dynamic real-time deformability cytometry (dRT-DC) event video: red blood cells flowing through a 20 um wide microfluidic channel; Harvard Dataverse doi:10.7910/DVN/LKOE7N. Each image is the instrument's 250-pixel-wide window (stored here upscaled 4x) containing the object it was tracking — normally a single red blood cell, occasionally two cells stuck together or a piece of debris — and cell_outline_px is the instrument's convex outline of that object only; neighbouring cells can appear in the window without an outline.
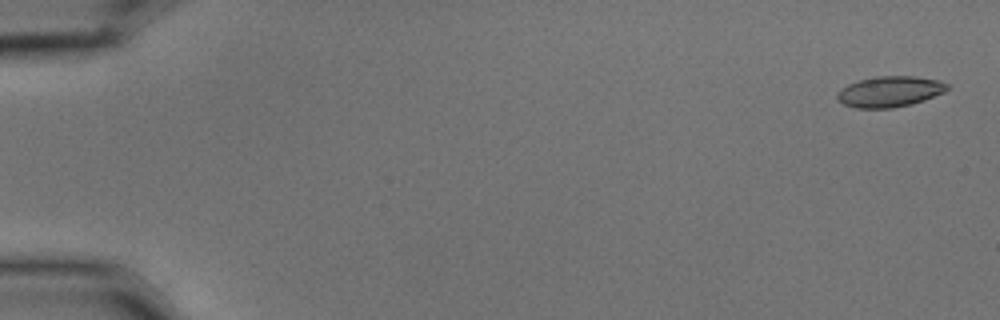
{"species": "common noctule bat (a hibernating species)", "species_latin": "Nyctalus noctula", "temperature_condition": "cold", "stored_images_in_passage": 6, "camera_frame_rate_fps": 3000, "um_per_image_px": 0.085, "animal": {"sex": "male", "body_mass_g": 15.6}, "frame": {"image": 1, "passage_image": 1, "time_ms": 0.0, "image_size_px": [1000, 320], "cell_outline_px": [[948, 88], [944, 92], [924, 100], [912, 104], [892, 108], [856, 108], [844, 104], [836, 96], [836, 92], [848, 84], [860, 80], [876, 76], [916, 76], [936, 80], [948, 84]], "centroid_in_image_um": [75.62, 7.78], "position_along_channel_um": 9.4, "area_um2": 19.59}}